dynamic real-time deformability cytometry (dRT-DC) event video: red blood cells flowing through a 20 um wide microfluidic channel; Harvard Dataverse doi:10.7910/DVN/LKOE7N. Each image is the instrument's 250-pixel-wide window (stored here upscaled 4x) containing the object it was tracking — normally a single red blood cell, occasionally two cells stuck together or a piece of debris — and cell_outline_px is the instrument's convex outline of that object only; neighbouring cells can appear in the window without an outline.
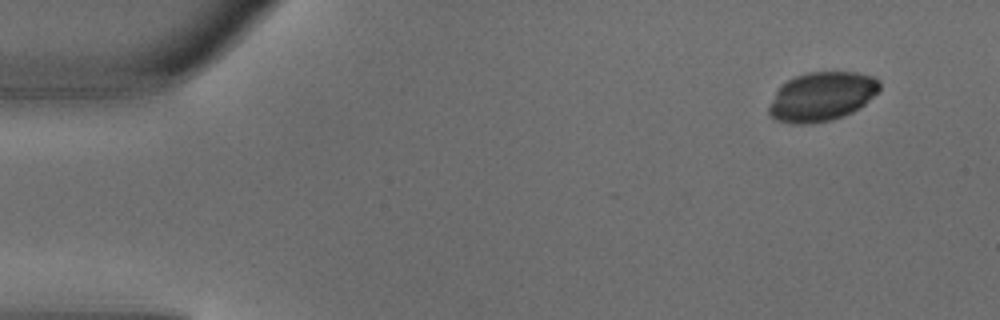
{"species": "common noctule bat (a hibernating species)", "species_latin": "Nyctalus noctula", "temperature_condition": "warm", "stored_images_in_passage": 5, "camera_frame_rate_fps": 3000, "um_per_image_px": 0.085, "animal": {"sex": "male", "body_mass_g": 18.8}, "frame": {"image": 1, "passage_image": 1, "time_ms": 0.0, "image_size_px": [1000, 320], "cell_outline_px": [[880, 88], [860, 108], [844, 116], [832, 120], [812, 124], [792, 124], [776, 120], [768, 112], [768, 108], [776, 92], [788, 80], [796, 76], [808, 72], [856, 72], [872, 76], [880, 80]], "centroid_in_image_um": [69.86, 8.22], "position_along_channel_um": 15.1, "area_um2": 31.5}}